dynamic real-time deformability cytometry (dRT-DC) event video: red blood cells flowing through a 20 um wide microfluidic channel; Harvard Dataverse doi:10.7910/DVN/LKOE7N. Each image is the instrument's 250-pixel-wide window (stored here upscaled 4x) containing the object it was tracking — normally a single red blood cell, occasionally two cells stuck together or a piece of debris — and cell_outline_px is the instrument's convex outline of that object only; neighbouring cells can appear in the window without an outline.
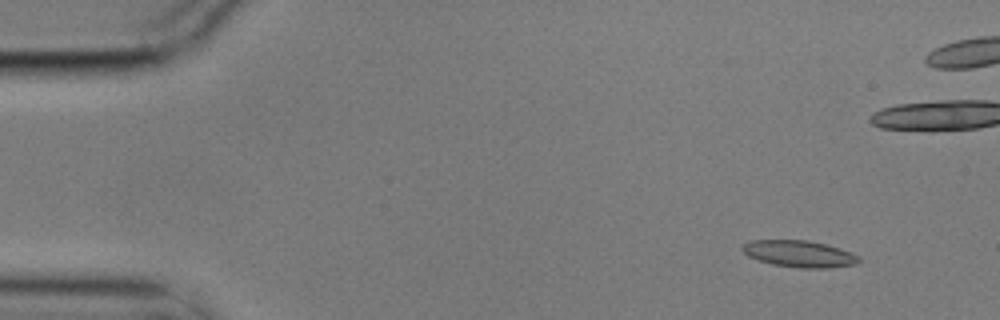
{"species": "common noctule bat (a hibernating species)", "species_latin": "Nyctalus noctula", "temperature_condition": "cold", "stored_images_in_passage": 6, "camera_frame_rate_fps": 3000, "um_per_image_px": 0.085, "animal": {"sex": "male", "body_mass_g": 17.9}, "frame": {"image": 1, "passage_image": 2, "time_ms": 0.333, "image_size_px": [1000, 320], "cell_outline_px": [[860, 260], [856, 264], [828, 268], [800, 268], [772, 264], [748, 256], [740, 248], [748, 240], [804, 240], [824, 244], [840, 248], [852, 252], [860, 256]], "centroid_in_image_um": [67.95, 21.57], "position_along_channel_um": 17.1, "area_um2": 18.09}}